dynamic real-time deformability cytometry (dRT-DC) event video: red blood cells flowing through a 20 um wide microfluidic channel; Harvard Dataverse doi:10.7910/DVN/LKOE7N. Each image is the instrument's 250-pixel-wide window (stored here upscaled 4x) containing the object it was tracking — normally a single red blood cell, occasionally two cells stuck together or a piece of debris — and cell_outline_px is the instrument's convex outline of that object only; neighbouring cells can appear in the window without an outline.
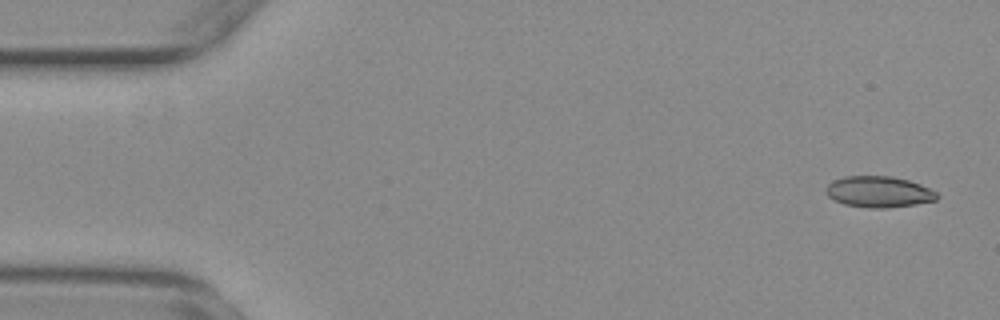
{"species": "common noctule bat (a hibernating species)", "species_latin": "Nyctalus noctula", "temperature_condition": "warm", "stored_images_in_passage": 56, "camera_frame_rate_fps": 3000, "um_per_image_px": 0.085, "animal": {"sex": "female", "body_mass_g": 29.2, "forearm_length_mm": 56.3}, "frame": {"image": 1, "passage_image": 3, "time_ms": 0.667, "image_size_px": [1000, 320], "cell_outline_px": [[936, 200], [912, 204], [848, 204], [836, 200], [828, 196], [828, 184], [836, 180], [848, 176], [888, 176], [908, 180], [928, 188], [936, 192]], "centroid_in_image_um": [74.71, 16.23], "position_along_channel_um": 10.3, "area_um2": 18.21}}
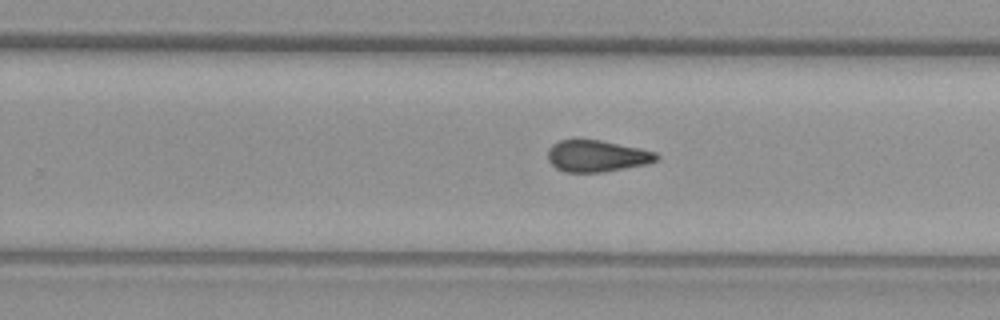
{"frame": {"image": 2, "passage_image": 35, "time_ms": 11.333, "image_size_px": [1000, 320], "cell_outline_px": [[660, 156], [656, 160], [644, 164], [600, 172], [568, 172], [556, 168], [548, 160], [548, 152], [552, 144], [560, 140], [600, 140], [656, 152]], "centroid_in_image_um": [50.7, 13.26], "position_along_channel_um": 279.1, "area_um2": 19.54}}
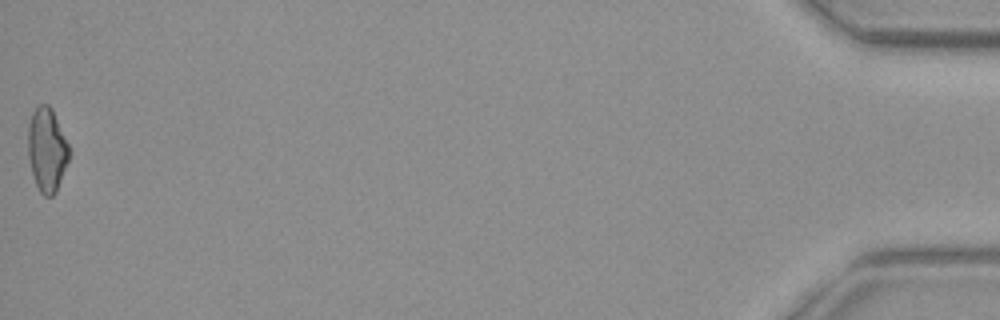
{"frame": {"image": 3, "passage_image": 56, "time_ms": 18.333, "image_size_px": [1000, 320], "cell_outline_px": [[68, 160], [56, 192], [52, 196], [44, 196], [40, 192], [36, 184], [32, 172], [28, 156], [28, 128], [32, 112], [40, 104], [48, 104], [52, 108], [68, 144]], "centroid_in_image_um": [3.97, 12.72], "position_along_channel_um": 431.2, "area_um2": 19.77}, "authors_computed_cell_mechanics": {"area_um2": 19.652, "velocity_mm_per_s": 3.7094, "shape_relaxation_time_tau1_ms": null, "shape_relaxation_time_tau2_ms": 3.0554, "deformation_change_tau1": null, "deformation_change_tau2": 0.085}}